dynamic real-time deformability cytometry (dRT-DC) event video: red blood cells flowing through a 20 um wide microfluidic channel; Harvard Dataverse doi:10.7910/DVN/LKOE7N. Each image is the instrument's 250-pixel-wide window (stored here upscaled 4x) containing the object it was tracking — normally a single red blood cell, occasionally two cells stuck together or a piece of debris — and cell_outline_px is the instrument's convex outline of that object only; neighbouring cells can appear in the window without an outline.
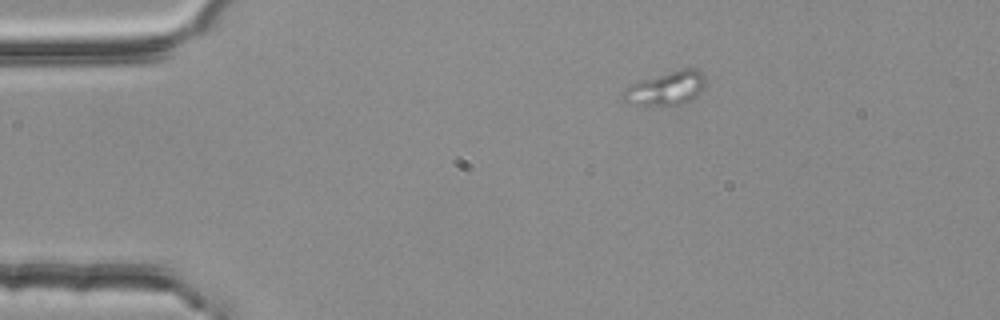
{"species": "common noctule bat (a hibernating species)", "species_latin": "Nyctalus noctula", "temperature_condition": "room temperature", "stored_images_in_passage": 5, "camera_frame_rate_fps": 3000, "um_per_image_px": 0.085, "animal": {"sex": "female", "body_mass_g": 25.1}, "frame": {"image": 1, "passage_image": 5, "time_ms": 1.333, "image_size_px": [1000, 320], "cell_outline_px": [[704, 88], [696, 96], [680, 104], [632, 104], [624, 100], [624, 88], [640, 80], [684, 68], [696, 68], [704, 72]], "centroid_in_image_um": [56.66, 7.47], "position_along_channel_um": 28.3, "area_um2": 15.66}}